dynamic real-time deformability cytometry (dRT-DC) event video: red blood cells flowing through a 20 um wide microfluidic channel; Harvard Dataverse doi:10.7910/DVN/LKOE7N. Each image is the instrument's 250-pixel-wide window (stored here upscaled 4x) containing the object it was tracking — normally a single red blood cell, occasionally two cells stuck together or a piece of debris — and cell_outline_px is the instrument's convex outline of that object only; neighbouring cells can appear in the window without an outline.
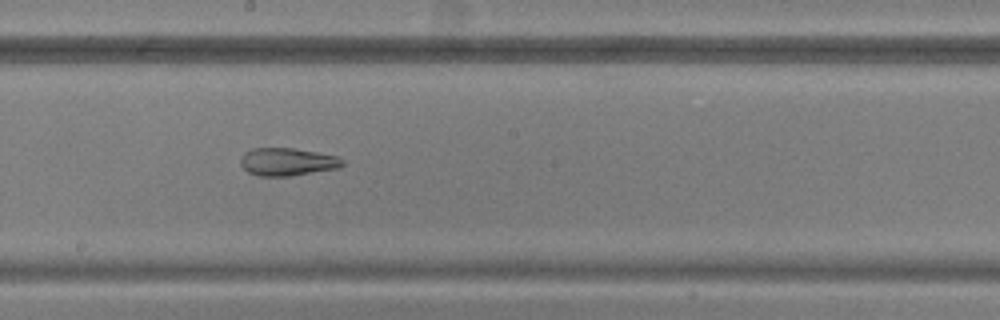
{"species": "common noctule bat (a hibernating species)", "species_latin": "Nyctalus noctula", "temperature_condition": "warm", "stored_images_in_passage": 40, "camera_frame_rate_fps": 3000, "um_per_image_px": 0.085, "animal": {"sex": "male", "body_mass_g": 20.5, "forearm_length_mm": 52.5}, "frame": {"image": 1, "passage_image": 18, "time_ms": 5.667, "image_size_px": [1000, 320], "cell_outline_px": [[344, 164], [340, 168], [288, 176], [256, 176], [248, 172], [240, 164], [240, 156], [244, 152], [252, 148], [292, 148], [340, 156], [344, 160]], "centroid_in_image_um": [24.42, 13.75], "position_along_channel_um": 223.8, "area_um2": 16.7}}
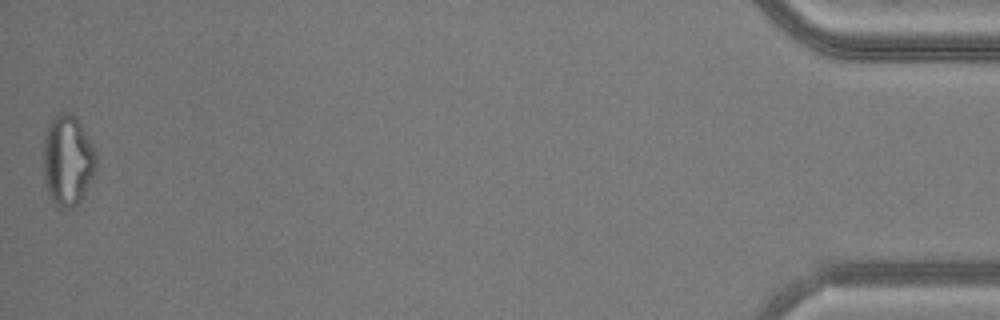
{"frame": {"image": 2, "passage_image": 40, "time_ms": 13.0, "image_size_px": [1000, 320], "cell_outline_px": [[96, 168], [80, 200], [72, 208], [60, 212], [56, 208], [48, 196], [44, 180], [44, 136], [48, 124], [52, 116], [56, 112], [68, 112], [80, 124], [96, 152]], "centroid_in_image_um": [5.7, 13.68], "position_along_channel_um": 429.5, "area_um2": 28.03}}